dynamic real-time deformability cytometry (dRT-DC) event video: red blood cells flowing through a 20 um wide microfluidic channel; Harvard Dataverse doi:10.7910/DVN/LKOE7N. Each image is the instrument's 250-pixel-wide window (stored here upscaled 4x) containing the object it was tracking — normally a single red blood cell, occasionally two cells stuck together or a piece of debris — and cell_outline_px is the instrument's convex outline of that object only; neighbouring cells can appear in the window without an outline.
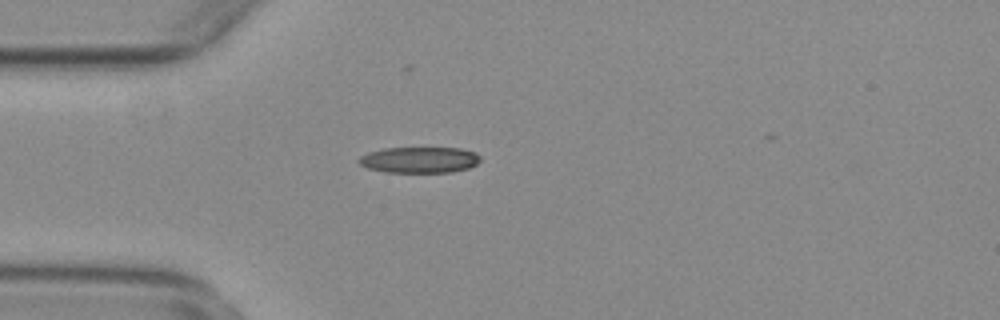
{"species": "common noctule bat (a hibernating species)", "species_latin": "Nyctalus noctula", "temperature_condition": "warm", "stored_images_in_passage": 24, "camera_frame_rate_fps": 3000, "um_per_image_px": 0.085, "animal": {"sex": "female", "body_mass_g": 29.2, "forearm_length_mm": 56.3}, "frame": {"image": 1, "passage_image": 2, "time_ms": 0.333, "image_size_px": [1000, 320], "cell_outline_px": [[480, 160], [476, 164], [468, 168], [452, 172], [384, 172], [368, 168], [360, 164], [356, 160], [360, 156], [368, 152], [384, 148], [460, 148], [476, 152], [480, 156]], "centroid_in_image_um": [35.64, 13.58], "position_along_channel_um": 49.4, "area_um2": 18.5}}
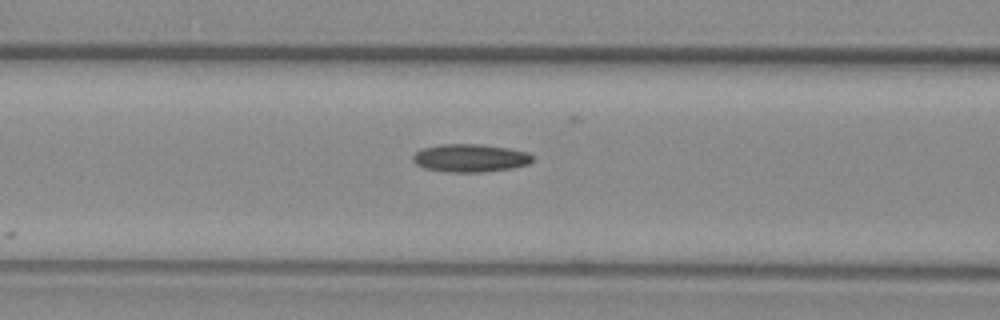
{"frame": {"image": 2, "passage_image": 9, "time_ms": 2.667, "image_size_px": [1000, 320], "cell_outline_px": [[532, 160], [528, 164], [512, 168], [484, 172], [444, 172], [424, 168], [416, 164], [412, 160], [412, 156], [420, 148], [440, 144], [480, 144], [508, 148], [528, 152], [532, 156]], "centroid_in_image_um": [39.92, 13.43], "position_along_channel_um": 126.7, "area_um2": 19.65}}
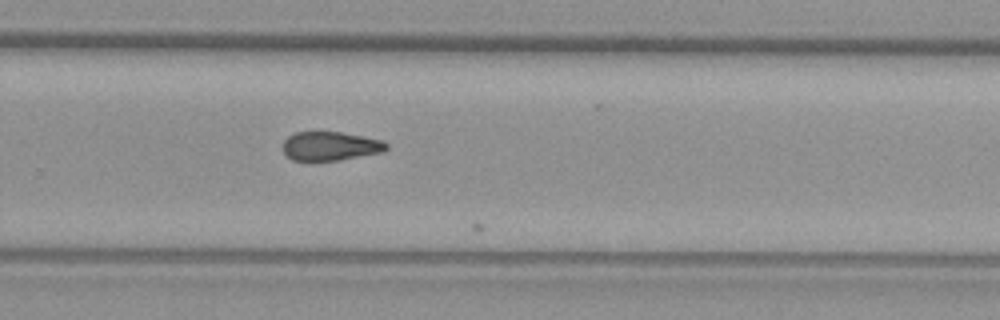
{"frame": {"image": 3, "passage_image": 23, "time_ms": 7.333, "image_size_px": [1000, 320], "cell_outline_px": [[388, 148], [384, 152], [340, 160], [292, 160], [280, 148], [284, 140], [288, 136], [296, 132], [340, 132], [380, 140], [388, 144]], "centroid_in_image_um": [28.05, 12.42], "position_along_channel_um": 301.7, "area_um2": 17.4}}